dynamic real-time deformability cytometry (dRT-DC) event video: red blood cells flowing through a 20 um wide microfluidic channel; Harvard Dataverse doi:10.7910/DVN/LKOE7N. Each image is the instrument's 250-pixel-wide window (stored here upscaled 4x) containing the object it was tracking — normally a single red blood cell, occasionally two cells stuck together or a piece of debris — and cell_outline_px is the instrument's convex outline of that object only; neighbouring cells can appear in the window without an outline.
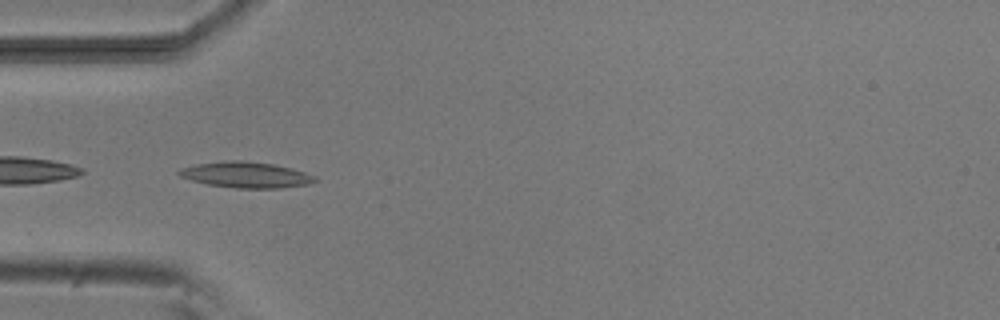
{"species": "common noctule bat (a hibernating species)", "species_latin": "Nyctalus noctula", "temperature_condition": "room temperature", "stored_images_in_passage": 43, "camera_frame_rate_fps": 3000, "um_per_image_px": 0.085, "animal": {"sex": "male", "body_mass_g": 20.5, "forearm_length_mm": 52.5}, "frame": {"image": 1, "passage_image": 6, "time_ms": 1.667, "image_size_px": [1000, 320], "cell_outline_px": [[320, 180], [308, 184], [280, 188], [236, 188], [208, 184], [192, 180], [180, 176], [176, 172], [180, 168], [196, 164], [228, 160], [240, 160], [272, 164], [292, 168], [316, 176]], "centroid_in_image_um": [20.93, 14.86], "position_along_channel_um": 64.1, "area_um2": 20.46}}
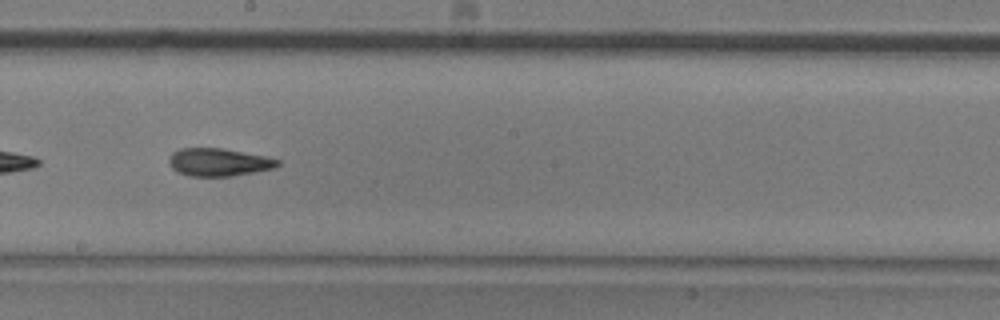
{"frame": {"image": 2, "passage_image": 19, "time_ms": 6.0, "image_size_px": [1000, 320], "cell_outline_px": [[280, 164], [276, 168], [256, 172], [232, 176], [188, 176], [176, 172], [168, 164], [168, 156], [172, 152], [180, 148], [220, 148], [264, 156], [280, 160]], "centroid_in_image_um": [18.55, 13.79], "position_along_channel_um": 229.6, "area_um2": 17.8}}
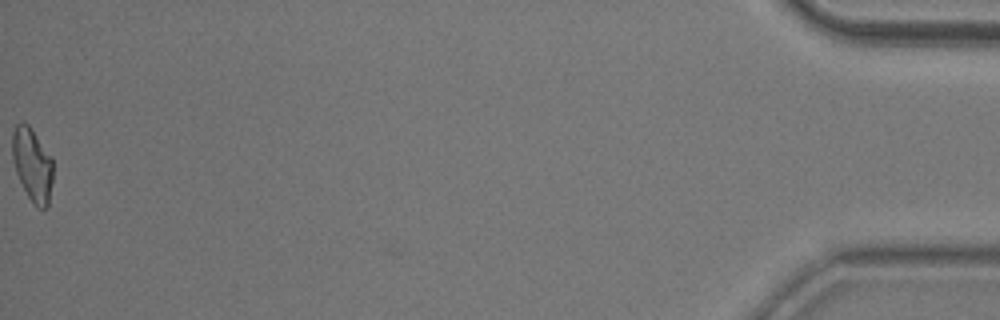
{"frame": {"image": 3, "passage_image": 43, "time_ms": 14.0, "image_size_px": [1000, 320], "cell_outline_px": [[52, 180], [48, 208], [40, 208], [32, 204], [16, 172], [12, 160], [12, 132], [16, 124], [28, 124], [52, 156]], "centroid_in_image_um": [2.75, 14.01], "position_along_channel_um": 432.4, "area_um2": 17.34}, "authors_computed_cell_mechanics": {"area_um2": 17.8024, "velocity_mm_per_s": 3.8083, "shape_relaxation_time_tau1_ms": 7.6414, "shape_relaxation_time_tau2_ms": 4.5319, "deformation_change_tau1": 0.2138, "deformation_change_tau2": 0.1174}}